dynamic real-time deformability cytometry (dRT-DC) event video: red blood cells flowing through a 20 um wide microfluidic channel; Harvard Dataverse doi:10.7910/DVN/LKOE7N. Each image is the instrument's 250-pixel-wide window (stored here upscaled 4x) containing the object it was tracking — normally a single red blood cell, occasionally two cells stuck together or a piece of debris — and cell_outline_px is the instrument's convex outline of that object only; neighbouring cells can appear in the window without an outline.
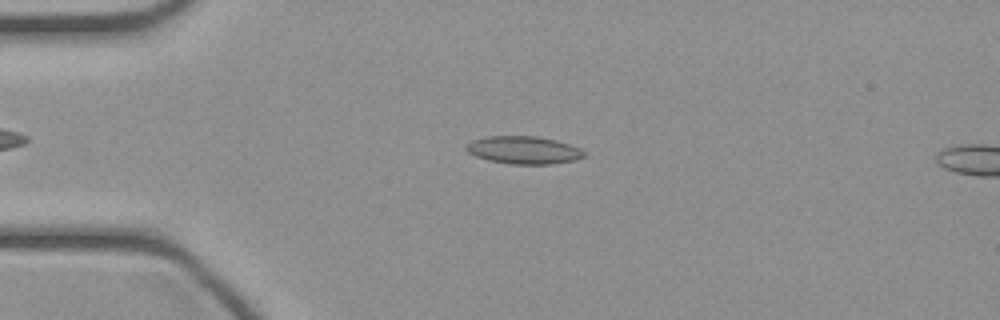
{"species": "common noctule bat (a hibernating species)", "species_latin": "Nyctalus noctula", "temperature_condition": "cold", "stored_images_in_passage": 13, "camera_frame_rate_fps": 3000, "um_per_image_px": 0.085, "animal": {"sex": "female", "body_mass_g": 21.9}, "frame": {"image": 1, "passage_image": 10, "time_ms": 3.0, "image_size_px": [1000, 320], "cell_outline_px": [[584, 156], [576, 160], [552, 164], [512, 164], [488, 160], [476, 156], [468, 152], [464, 148], [464, 144], [472, 140], [484, 136], [536, 136], [556, 140], [580, 148], [584, 152]], "centroid_in_image_um": [44.47, 12.75], "position_along_channel_um": 40.5, "area_um2": 19.13}}